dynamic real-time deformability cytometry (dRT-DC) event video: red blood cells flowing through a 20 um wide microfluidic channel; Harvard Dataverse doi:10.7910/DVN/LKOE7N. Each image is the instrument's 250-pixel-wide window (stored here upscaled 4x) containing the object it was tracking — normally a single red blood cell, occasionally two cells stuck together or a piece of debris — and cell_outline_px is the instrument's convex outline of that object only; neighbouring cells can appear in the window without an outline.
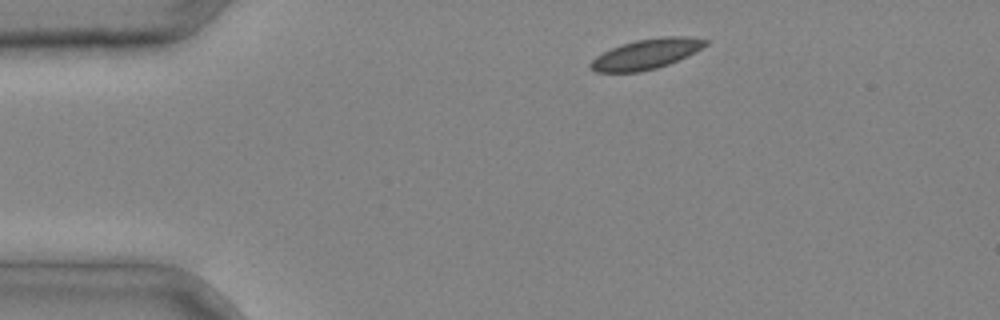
{"species": "common noctule bat (a hibernating species)", "species_latin": "Nyctalus noctula", "temperature_condition": "cold", "stored_images_in_passage": 3, "camera_frame_rate_fps": 3000, "um_per_image_px": 0.085, "animal": {"sex": "male", "body_mass_g": 20.4}, "frame": {"image": 1, "passage_image": 3, "time_ms": 0.667, "image_size_px": [1000, 320], "cell_outline_px": [[708, 44], [668, 64], [656, 68], [640, 72], [596, 72], [588, 68], [588, 64], [596, 56], [612, 48], [636, 40], [660, 36], [688, 36], [708, 40]], "centroid_in_image_um": [54.88, 4.59], "position_along_channel_um": 30.1, "area_um2": 19.88}}